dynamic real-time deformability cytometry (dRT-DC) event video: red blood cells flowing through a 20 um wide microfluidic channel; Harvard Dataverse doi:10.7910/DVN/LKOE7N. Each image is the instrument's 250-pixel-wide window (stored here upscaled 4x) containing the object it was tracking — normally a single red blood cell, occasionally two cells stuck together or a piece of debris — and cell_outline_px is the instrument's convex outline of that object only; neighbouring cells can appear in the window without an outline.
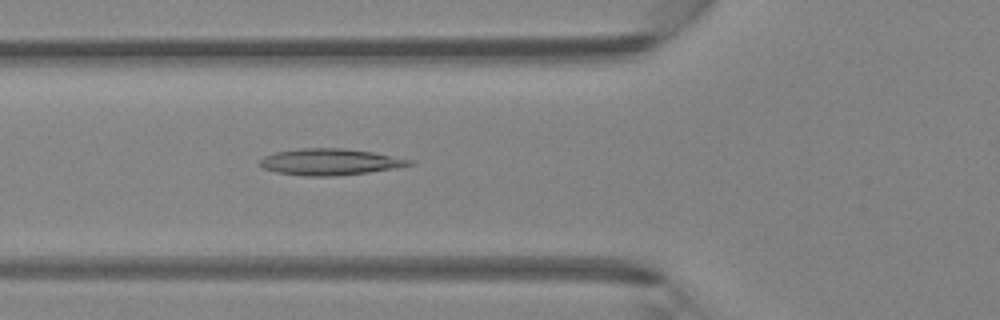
{"species": "Egyptian fruit bat (a non-hibernating species)", "species_latin": "Rousettus aegyptiacus", "temperature_condition": "room temperature", "stored_images_in_passage": 46, "camera_frame_rate_fps": 3000, "um_per_image_px": 0.085, "animal": {"sex": "female"}, "frame": {"image": 1, "passage_image": 17, "time_ms": 5.333, "image_size_px": [1000, 320], "cell_outline_px": [[416, 164], [368, 172], [336, 176], [304, 176], [276, 172], [264, 168], [256, 164], [264, 156], [276, 152], [300, 148], [344, 148], [372, 152], [416, 160]], "centroid_in_image_um": [28.05, 13.76], "position_along_channel_um": 97.8, "area_um2": 23.12}}
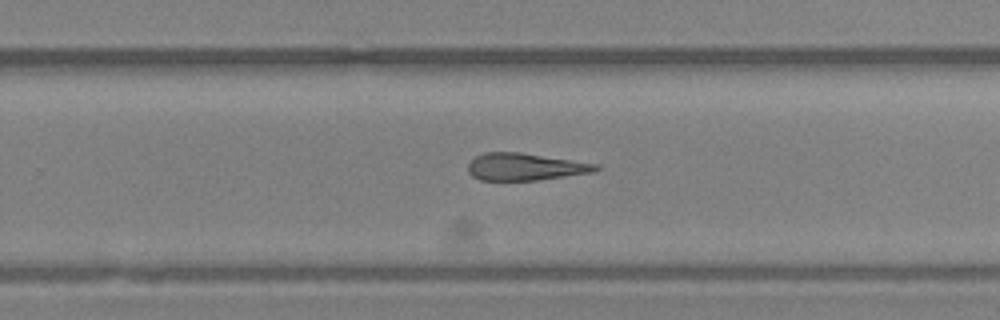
{"frame": {"image": 2, "passage_image": 30, "time_ms": 9.667, "image_size_px": [1000, 320], "cell_outline_px": [[600, 168], [596, 172], [536, 180], [480, 180], [472, 176], [468, 172], [468, 164], [476, 156], [484, 152], [520, 152], [600, 164]], "centroid_in_image_um": [44.66, 14.17], "position_along_channel_um": 285.1, "area_um2": 20.35}}
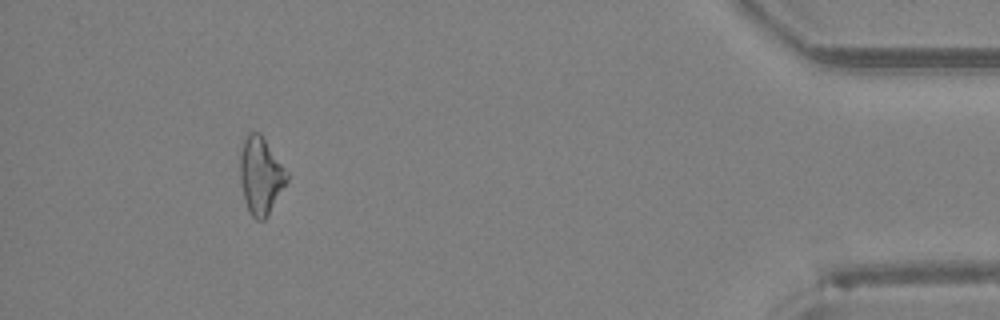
{"frame": {"image": 3, "passage_image": 43, "time_ms": 14.0, "image_size_px": [1000, 320], "cell_outline_px": [[288, 180], [268, 216], [264, 220], [256, 220], [252, 216], [248, 208], [244, 196], [240, 180], [240, 152], [244, 140], [248, 132], [260, 132], [288, 172]], "centroid_in_image_um": [22.17, 14.91], "position_along_channel_um": 413.0, "area_um2": 20.98}}